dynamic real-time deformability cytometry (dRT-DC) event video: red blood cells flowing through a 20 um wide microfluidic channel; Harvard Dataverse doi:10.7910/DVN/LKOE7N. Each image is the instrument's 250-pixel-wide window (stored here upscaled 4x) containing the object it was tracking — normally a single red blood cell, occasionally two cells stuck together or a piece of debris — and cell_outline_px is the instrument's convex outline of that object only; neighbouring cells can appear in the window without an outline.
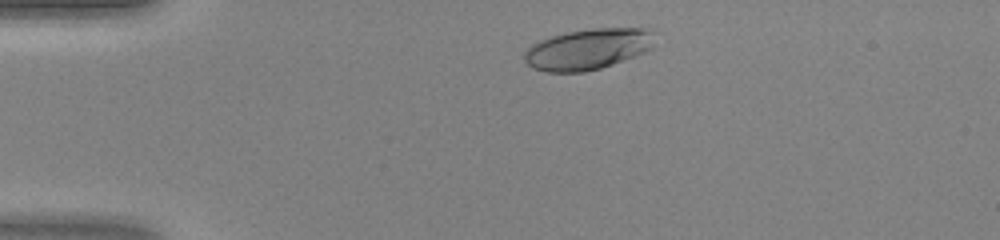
{"species": "human", "species_latin": "Homo sapiens", "temperature_condition": "warm", "stored_images_in_passage": 33, "camera_frame_rate_fps": 3000, "um_per_image_px": 0.085, "donor": {"sex": "female"}, "frame": {"image": 1, "passage_image": 3, "time_ms": 0.667, "image_size_px": [1000, 240], "cell_outline_px": [[656, 28], [652, 48], [644, 52], [624, 60], [600, 68], [584, 72], [548, 72], [532, 68], [524, 60], [524, 52], [532, 44], [540, 40], [564, 32], [592, 28]], "centroid_in_image_um": [50.0, 4.16], "position_along_channel_um": 35.0, "area_um2": 31.33}}
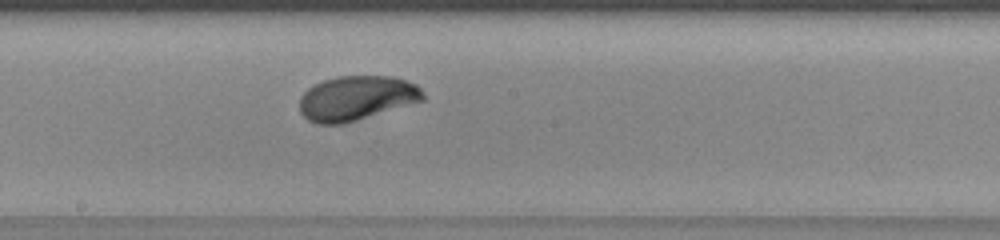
{"frame": {"image": 2, "passage_image": 19, "time_ms": 6.0, "image_size_px": [1000, 240], "cell_outline_px": [[424, 100], [356, 120], [340, 124], [316, 124], [308, 120], [300, 112], [300, 96], [312, 84], [336, 76], [392, 76], [416, 84], [424, 92]], "centroid_in_image_um": [30.27, 8.33], "position_along_channel_um": 217.9, "area_um2": 32.02}}
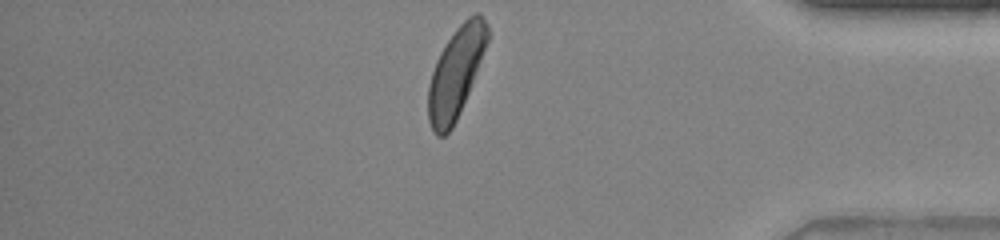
{"frame": {"image": 3, "passage_image": 33, "time_ms": 10.667, "image_size_px": [1000, 240], "cell_outline_px": [[488, 40], [468, 92], [460, 112], [452, 128], [444, 136], [436, 136], [432, 132], [428, 120], [428, 84], [436, 60], [440, 52], [456, 28], [468, 16], [476, 12], [480, 12], [484, 16], [488, 24]], "centroid_in_image_um": [38.73, 6.18], "position_along_channel_um": 396.5, "area_um2": 30.92}}